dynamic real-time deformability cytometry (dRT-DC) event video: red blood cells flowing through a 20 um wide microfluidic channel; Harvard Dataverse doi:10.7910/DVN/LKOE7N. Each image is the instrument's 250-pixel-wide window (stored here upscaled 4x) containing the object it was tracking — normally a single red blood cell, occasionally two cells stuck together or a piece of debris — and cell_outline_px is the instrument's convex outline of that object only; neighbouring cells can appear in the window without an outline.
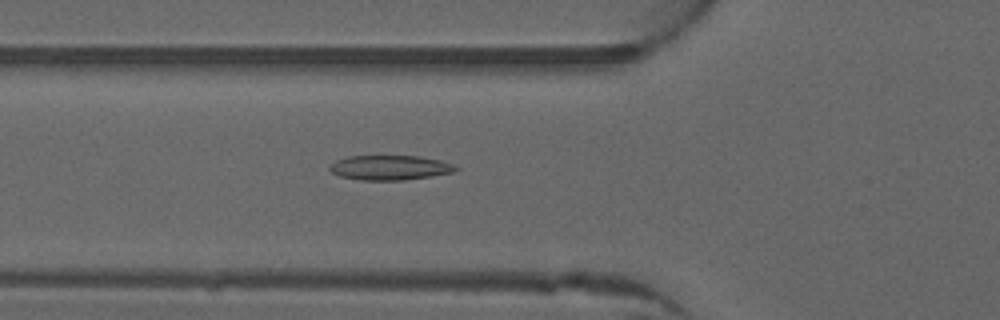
{"species": "common noctule bat (a hibernating species)", "species_latin": "Nyctalus noctula", "temperature_condition": "warm", "stored_images_in_passage": 48, "camera_frame_rate_fps": 3000, "um_per_image_px": 0.085, "animal": {"sex": "male", "forearm_length_mm": 52.5}, "frame": {"image": 1, "passage_image": 15, "time_ms": 4.667, "image_size_px": [1000, 320], "cell_outline_px": [[460, 168], [452, 172], [432, 176], [404, 180], [360, 180], [340, 176], [332, 172], [328, 168], [336, 160], [348, 156], [420, 156], [440, 160], [452, 164]], "centroid_in_image_um": [33.14, 14.25], "position_along_channel_um": 92.7, "area_um2": 18.09}}
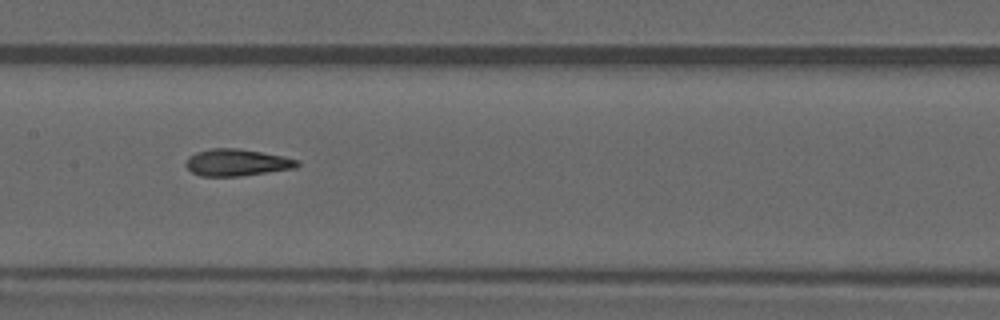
{"frame": {"image": 2, "passage_image": 22, "time_ms": 7.0, "image_size_px": [1000, 320], "cell_outline_px": [[300, 164], [296, 168], [240, 176], [200, 176], [192, 172], [184, 164], [188, 156], [196, 152], [212, 148], [240, 148], [284, 156], [300, 160]], "centroid_in_image_um": [20.14, 13.81], "position_along_channel_um": 187.3, "area_um2": 17.63}}
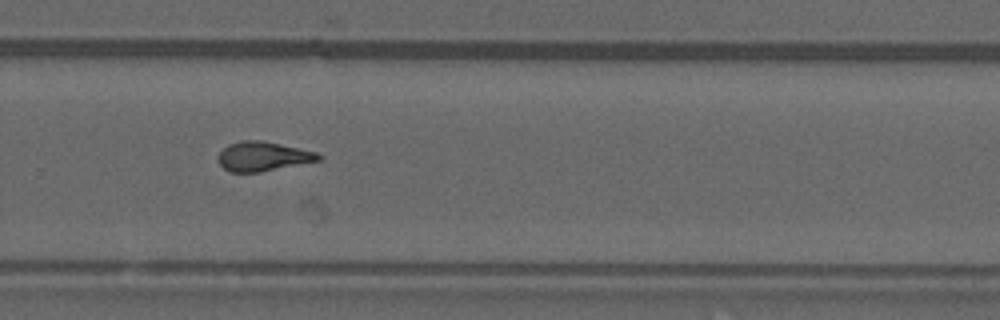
{"frame": {"image": 3, "passage_image": 31, "time_ms": 10.0, "image_size_px": [1000, 320], "cell_outline_px": [[324, 156], [320, 160], [260, 172], [228, 172], [220, 164], [216, 156], [228, 144], [240, 140], [260, 140], [280, 144], [316, 152]], "centroid_in_image_um": [22.32, 13.29], "position_along_channel_um": 307.5, "area_um2": 17.17}, "authors_computed_cell_mechanics": {"area_um2": 17.4556, "velocity_mm_per_s": 4.0271, "shape_relaxation_time_tau1_ms": null, "shape_relaxation_time_tau2_ms": 2.0988, "deformation_change_tau1": null, "deformation_change_tau2": 0.1086}}